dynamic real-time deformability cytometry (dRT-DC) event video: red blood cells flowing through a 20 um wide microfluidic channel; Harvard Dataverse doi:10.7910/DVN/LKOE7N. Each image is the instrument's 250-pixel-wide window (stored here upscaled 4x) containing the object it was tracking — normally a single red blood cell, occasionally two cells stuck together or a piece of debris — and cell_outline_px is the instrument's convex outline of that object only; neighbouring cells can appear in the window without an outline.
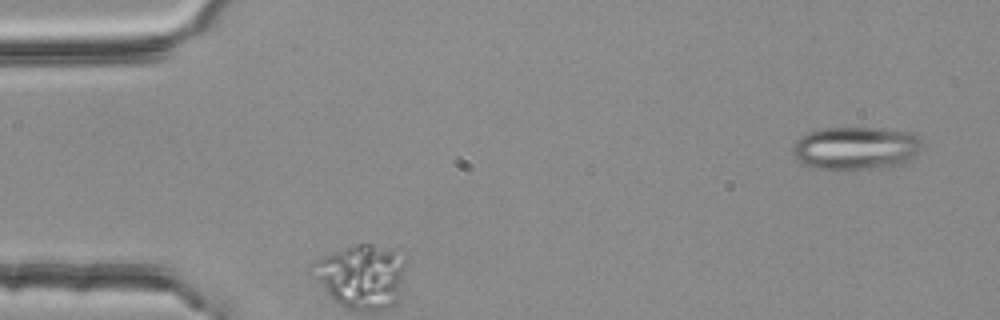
{"species": "common noctule bat (a hibernating species)", "species_latin": "Nyctalus noctula", "temperature_condition": "room temperature", "stored_images_in_passage": 4, "camera_frame_rate_fps": 3000, "um_per_image_px": 0.085, "animal": {"sex": "female", "body_mass_g": 25.1}, "frame": {"image": 1, "passage_image": 1, "time_ms": 0.0, "image_size_px": [1000, 320], "cell_outline_px": [[924, 148], [916, 156], [904, 164], [856, 172], [812, 168], [800, 164], [792, 156], [792, 148], [796, 140], [804, 132], [820, 128], [884, 128], [912, 132], [920, 136], [924, 144]], "centroid_in_image_um": [72.76, 12.62], "position_along_channel_um": 12.2, "area_um2": 34.28}}